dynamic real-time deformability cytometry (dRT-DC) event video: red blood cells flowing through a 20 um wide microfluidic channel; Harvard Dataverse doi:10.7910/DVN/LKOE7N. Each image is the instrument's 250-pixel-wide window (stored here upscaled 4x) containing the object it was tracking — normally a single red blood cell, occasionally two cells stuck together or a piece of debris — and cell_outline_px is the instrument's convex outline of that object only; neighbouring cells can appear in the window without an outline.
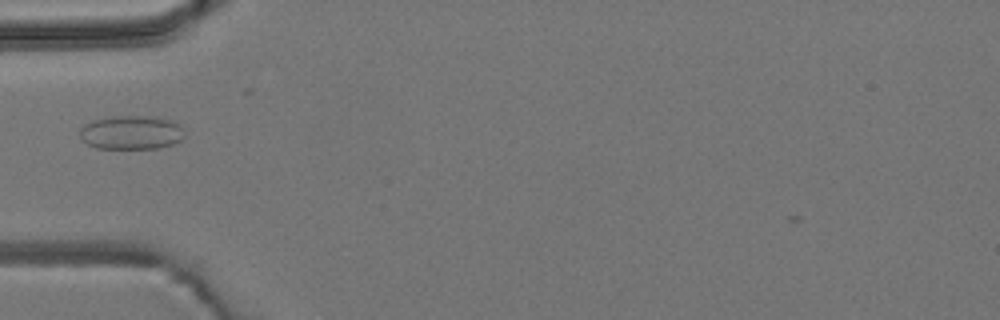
{"species": "common noctule bat (a hibernating species)", "species_latin": "Nyctalus noctula", "temperature_condition": "room temperature", "stored_images_in_passage": 2, "camera_frame_rate_fps": 3000, "um_per_image_px": 0.085, "animal": {"sex": "male", "body_mass_g": 19.2, "forearm_length_mm": 51.8}, "frame": {"image": 1, "passage_image": 1, "time_ms": 0.0, "image_size_px": [1000, 320], "cell_outline_px": [[184, 136], [180, 140], [172, 144], [156, 148], [96, 148], [80, 140], [80, 128], [84, 124], [92, 120], [112, 116], [156, 116], [172, 120], [180, 124], [184, 128]], "centroid_in_image_um": [11.16, 11.24], "position_along_channel_um": 73.8, "area_um2": 20.92}}